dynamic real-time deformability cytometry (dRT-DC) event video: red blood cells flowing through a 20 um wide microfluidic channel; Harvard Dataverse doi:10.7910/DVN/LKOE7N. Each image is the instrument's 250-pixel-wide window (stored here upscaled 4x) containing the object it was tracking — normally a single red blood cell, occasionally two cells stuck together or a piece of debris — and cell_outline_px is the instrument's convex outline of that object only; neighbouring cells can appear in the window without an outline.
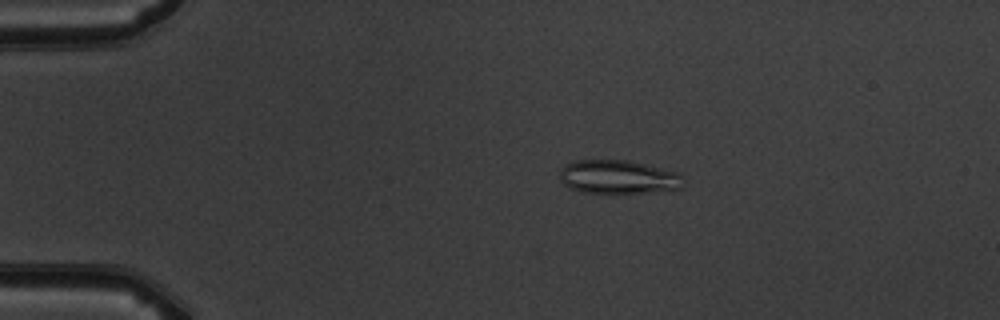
{"species": "common noctule bat (a hibernating species)", "species_latin": "Nyctalus noctula", "temperature_condition": "warm", "stored_images_in_passage": 6, "camera_frame_rate_fps": 3000, "um_per_image_px": 0.085, "animal": {"sex": "male", "body_mass_g": 19.5, "forearm_length_mm": 54.6}, "frame": {"image": 1, "passage_image": 4, "time_ms": 3.333, "image_size_px": [1000, 320], "cell_outline_px": [[684, 188], [612, 196], [580, 192], [568, 188], [560, 180], [560, 168], [576, 160], [628, 160], [680, 172]], "centroid_in_image_um": [52.54, 15.09], "position_along_channel_um": 32.5, "area_um2": 25.2}}